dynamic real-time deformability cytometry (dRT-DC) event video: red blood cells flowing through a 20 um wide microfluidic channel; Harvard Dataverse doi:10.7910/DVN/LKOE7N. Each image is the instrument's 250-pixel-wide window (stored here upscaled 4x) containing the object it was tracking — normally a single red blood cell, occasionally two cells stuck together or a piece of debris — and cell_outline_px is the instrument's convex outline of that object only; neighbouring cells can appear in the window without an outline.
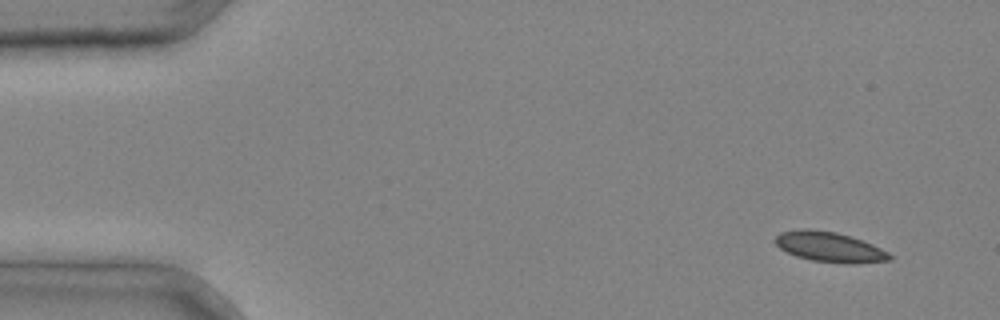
{"species": "common noctule bat (a hibernating species)", "species_latin": "Nyctalus noctula", "temperature_condition": "cold", "stored_images_in_passage": 3, "camera_frame_rate_fps": 3000, "um_per_image_px": 0.085, "animal": {"sex": "male", "body_mass_g": 20.4}, "frame": {"image": 1, "passage_image": 1, "time_ms": 0.0, "image_size_px": [1000, 320], "cell_outline_px": [[892, 260], [852, 264], [844, 264], [812, 260], [796, 256], [780, 248], [772, 240], [780, 232], [800, 228], [808, 228], [836, 232], [872, 244], [888, 252], [892, 256]], "centroid_in_image_um": [70.48, 20.99], "position_along_channel_um": 14.5, "area_um2": 20.11}}